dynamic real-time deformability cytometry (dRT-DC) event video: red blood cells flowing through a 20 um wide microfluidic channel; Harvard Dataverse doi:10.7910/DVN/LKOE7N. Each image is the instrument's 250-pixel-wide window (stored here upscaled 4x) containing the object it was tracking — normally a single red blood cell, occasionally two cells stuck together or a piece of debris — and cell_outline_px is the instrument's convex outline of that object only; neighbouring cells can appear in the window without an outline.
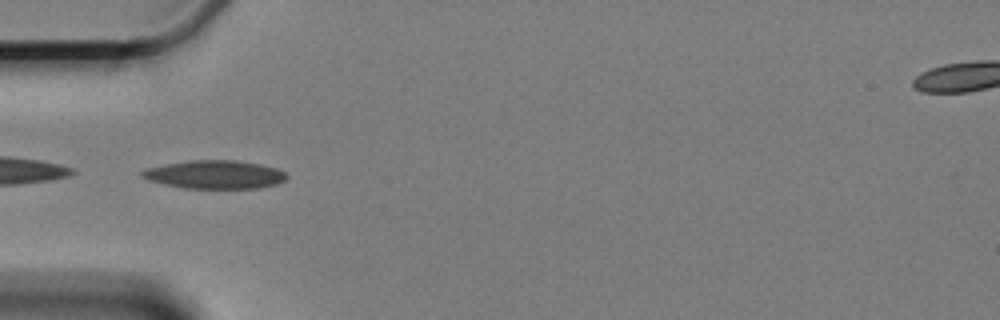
{"species": "Egyptian fruit bat (a non-hibernating species)", "species_latin": "Rousettus aegyptiacus", "temperature_condition": "cold", "stored_images_in_passage": 6, "camera_frame_rate_fps": 3000, "um_per_image_px": 0.085, "animal": {"sex": "female"}, "frame": {"image": 1, "passage_image": 5, "time_ms": 4.667, "image_size_px": [1000, 320], "cell_outline_px": [[288, 176], [284, 180], [276, 184], [256, 188], [184, 188], [164, 184], [148, 180], [140, 176], [140, 172], [148, 168], [188, 160], [236, 160], [260, 164], [276, 168], [284, 172]], "centroid_in_image_um": [18.25, 14.83], "position_along_channel_um": 66.7, "area_um2": 23.7}}